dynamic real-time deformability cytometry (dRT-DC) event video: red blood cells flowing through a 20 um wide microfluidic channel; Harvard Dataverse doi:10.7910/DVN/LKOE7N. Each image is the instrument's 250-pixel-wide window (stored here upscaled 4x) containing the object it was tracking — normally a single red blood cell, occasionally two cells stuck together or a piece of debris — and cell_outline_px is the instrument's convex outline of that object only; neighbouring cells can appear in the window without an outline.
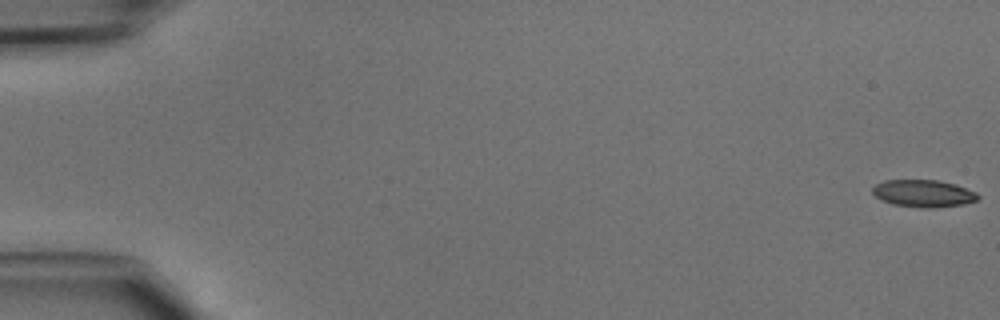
{"species": "common noctule bat (a hibernating species)", "species_latin": "Nyctalus noctula", "temperature_condition": "cold", "stored_images_in_passage": 47, "camera_frame_rate_fps": 3000, "um_per_image_px": 0.085, "animal": {"sex": "male", "body_mass_g": 15.6}, "frame": {"image": 1, "passage_image": 1, "time_ms": 0.0, "image_size_px": [1000, 320], "cell_outline_px": [[980, 196], [976, 200], [964, 204], [932, 208], [920, 208], [892, 204], [880, 200], [872, 192], [872, 188], [876, 184], [884, 180], [940, 180], [956, 184], [976, 192]], "centroid_in_image_um": [78.48, 16.44], "position_along_channel_um": 6.5, "area_um2": 16.88}}
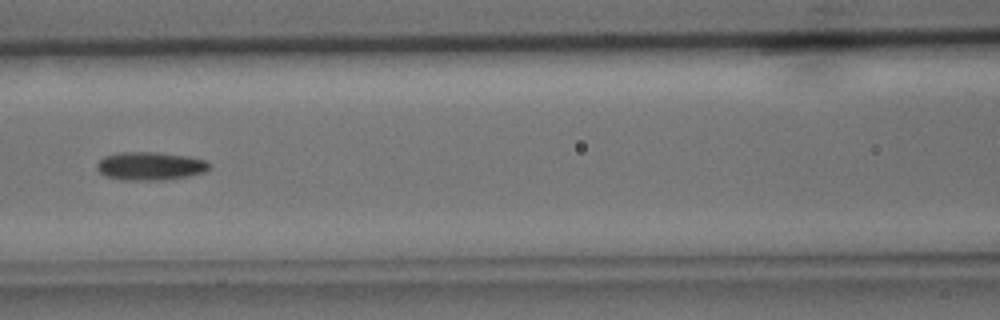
{"frame": {"image": 2, "passage_image": 22, "time_ms": 7.0, "image_size_px": [1000, 320], "cell_outline_px": [[212, 164], [204, 172], [188, 176], [160, 180], [120, 180], [104, 176], [96, 168], [96, 164], [104, 156], [120, 152], [156, 152], [188, 156], [204, 160]], "centroid_in_image_um": [12.73, 14.11], "position_along_channel_um": 153.9, "area_um2": 18.55}}
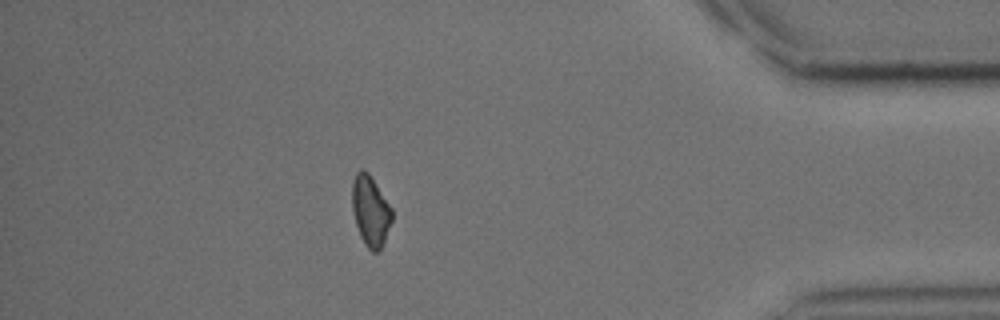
{"frame": {"image": 3, "passage_image": 42, "time_ms": 13.667, "image_size_px": [1000, 320], "cell_outline_px": [[392, 220], [384, 240], [380, 248], [376, 252], [372, 252], [364, 244], [360, 236], [356, 224], [352, 208], [352, 180], [356, 172], [360, 168], [368, 172], [392, 208]], "centroid_in_image_um": [31.47, 17.9], "position_along_channel_um": 403.7, "area_um2": 16.24}}